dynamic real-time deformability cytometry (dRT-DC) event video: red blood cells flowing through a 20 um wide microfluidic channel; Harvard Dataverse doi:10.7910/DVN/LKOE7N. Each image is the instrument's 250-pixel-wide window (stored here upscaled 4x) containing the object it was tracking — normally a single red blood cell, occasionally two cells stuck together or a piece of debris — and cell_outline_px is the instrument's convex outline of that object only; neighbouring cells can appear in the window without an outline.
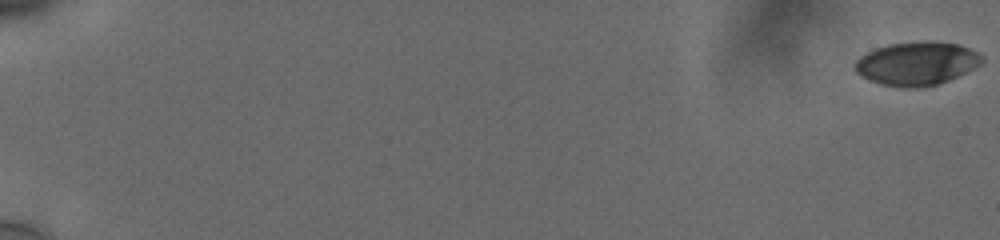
{"species": "human", "species_latin": "Homo sapiens", "temperature_condition": "cold", "stored_images_in_passage": 91, "camera_frame_rate_fps": 3000, "um_per_image_px": 0.085, "donor": {"sex": "male"}, "frame": {"image": 1, "passage_image": 1, "time_ms": 0.0, "image_size_px": [1000, 240], "cell_outline_px": [[984, 60], [980, 64], [948, 80], [936, 84], [916, 88], [904, 88], [884, 84], [860, 76], [856, 72], [856, 60], [860, 56], [876, 48], [888, 44], [960, 44], [984, 56]], "centroid_in_image_um": [77.9, 5.43], "position_along_channel_um": 7.1, "area_um2": 30.81}}
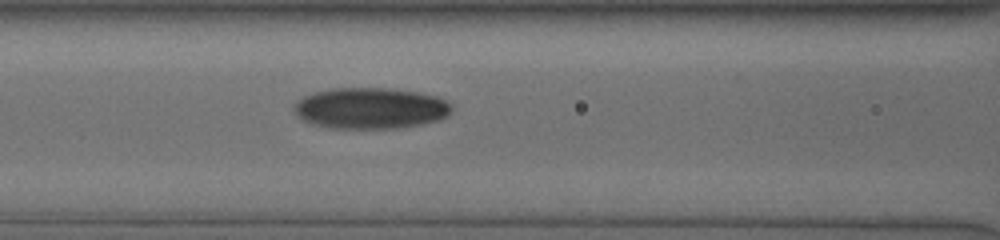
{"frame": {"image": 2, "passage_image": 49, "time_ms": 9.333, "image_size_px": [1000, 240], "cell_outline_px": [[452, 112], [448, 116], [440, 120], [424, 124], [404, 128], [328, 128], [312, 124], [304, 120], [296, 112], [296, 100], [304, 96], [316, 92], [336, 88], [384, 88], [416, 92], [436, 96], [444, 100], [452, 108]], "centroid_in_image_um": [31.53, 9.21], "position_along_channel_um": 135.1, "area_um2": 37.63}}
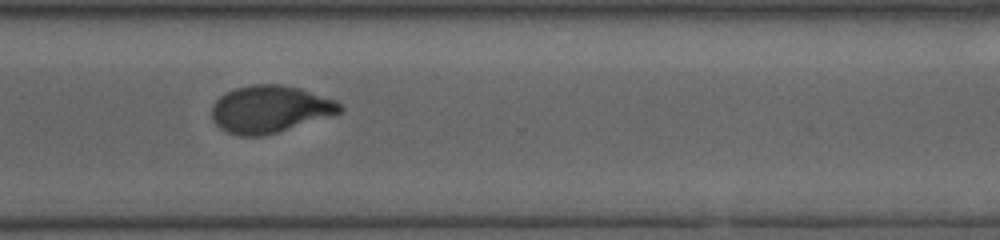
{"frame": {"image": 3, "passage_image": 90, "time_ms": 15.0, "image_size_px": [1000, 240], "cell_outline_px": [[344, 108], [340, 112], [332, 116], [264, 136], [240, 136], [228, 132], [220, 128], [212, 120], [212, 104], [224, 92], [236, 88], [252, 84], [280, 84], [300, 88], [336, 100]], "centroid_in_image_um": [22.94, 9.28], "position_along_channel_um": 347.7, "area_um2": 35.43}}